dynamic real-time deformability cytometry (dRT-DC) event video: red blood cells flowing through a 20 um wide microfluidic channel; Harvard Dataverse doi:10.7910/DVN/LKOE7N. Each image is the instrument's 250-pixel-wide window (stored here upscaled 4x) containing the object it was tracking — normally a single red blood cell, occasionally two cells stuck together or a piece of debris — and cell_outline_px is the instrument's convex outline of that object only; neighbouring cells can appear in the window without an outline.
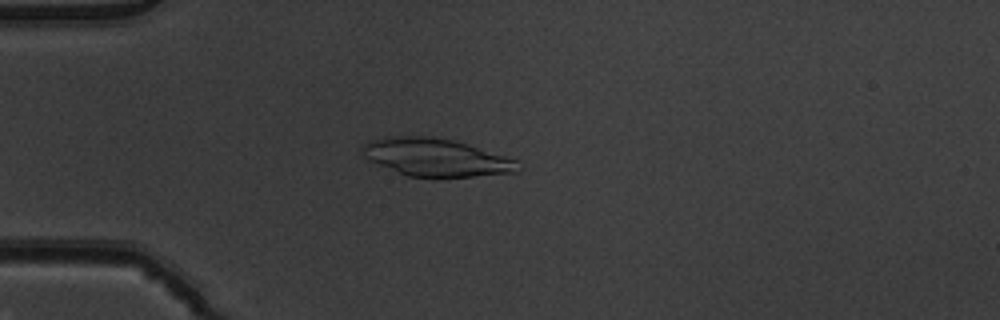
{"species": "common noctule bat (a hibernating species)", "species_latin": "Nyctalus noctula", "temperature_condition": "warm", "stored_images_in_passage": 52, "camera_frame_rate_fps": 3000, "um_per_image_px": 0.085, "animal": {"sex": "male", "body_mass_g": 19.5, "forearm_length_mm": 54.6}, "frame": {"image": 1, "passage_image": 15, "time_ms": 4.667, "image_size_px": [1000, 320], "cell_outline_px": [[524, 168], [516, 172], [472, 176], [408, 176], [368, 160], [360, 152], [360, 148], [368, 140], [388, 136], [432, 136], [452, 140], [468, 144], [516, 160]], "centroid_in_image_um": [37.02, 13.36], "position_along_channel_um": 48.0, "area_um2": 34.04}}
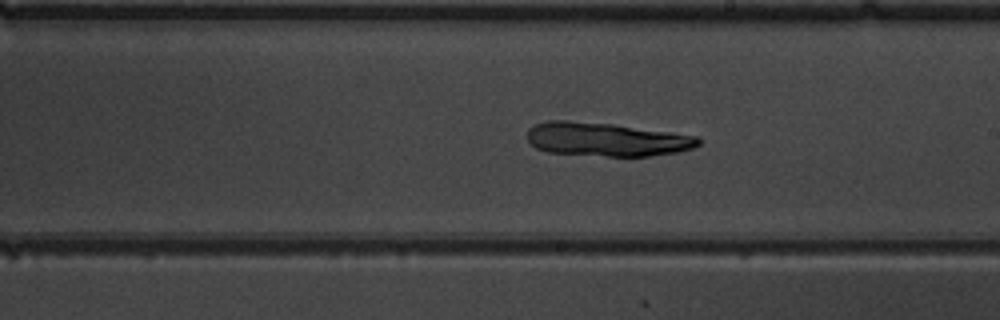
{"frame": {"image": 2, "passage_image": 31, "time_ms": 10.0, "image_size_px": [1000, 320], "cell_outline_px": [[700, 144], [692, 148], [676, 152], [648, 156], [608, 156], [548, 152], [536, 148], [528, 140], [528, 128], [532, 124], [548, 120], [568, 120], [612, 124], [696, 136], [700, 140]], "centroid_in_image_um": [51.48, 11.84], "position_along_channel_um": 237.5, "area_um2": 33.35}}
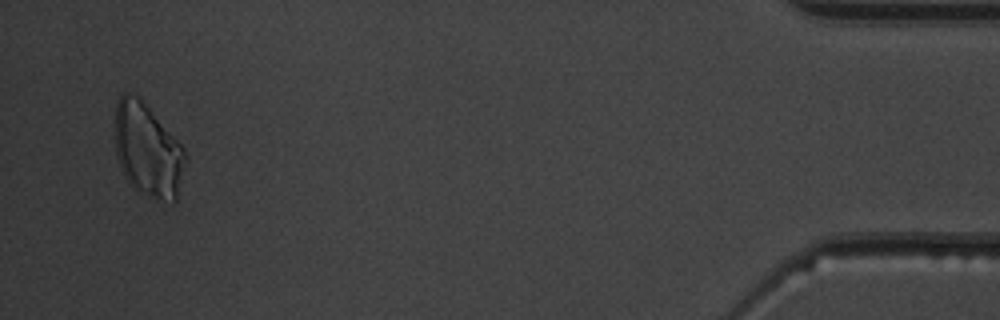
{"frame": {"image": 3, "passage_image": 51, "time_ms": 16.667, "image_size_px": [1000, 320], "cell_outline_px": [[188, 160], [176, 200], [172, 204], [132, 188], [116, 156], [116, 104], [120, 96], [124, 92], [128, 92], [136, 96], [148, 108], [184, 148], [188, 156]], "centroid_in_image_um": [12.59, 12.8], "position_along_channel_um": 422.6, "area_um2": 37.74}}